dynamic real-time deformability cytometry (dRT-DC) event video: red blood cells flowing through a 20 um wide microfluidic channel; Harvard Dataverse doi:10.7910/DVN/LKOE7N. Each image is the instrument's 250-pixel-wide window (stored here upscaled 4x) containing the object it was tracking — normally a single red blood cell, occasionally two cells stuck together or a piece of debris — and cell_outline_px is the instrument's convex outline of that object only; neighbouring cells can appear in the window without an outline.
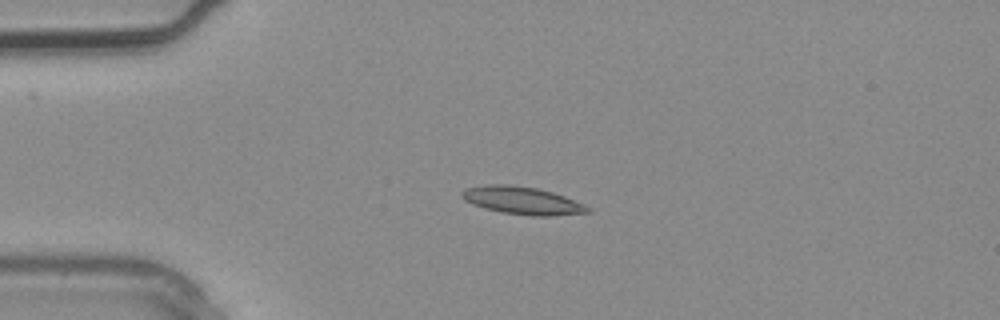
{"species": "common noctule bat (a hibernating species)", "species_latin": "Nyctalus noctula", "temperature_condition": "warm", "stored_images_in_passage": 3, "camera_frame_rate_fps": 3000, "um_per_image_px": 0.085, "animal": {"sex": "male", "body_mass_g": 20.4}, "frame": {"image": 1, "passage_image": 3, "time_ms": 0.667, "image_size_px": [1000, 320], "cell_outline_px": [[592, 208], [588, 212], [552, 216], [532, 216], [500, 212], [484, 208], [472, 204], [464, 200], [460, 196], [460, 192], [468, 188], [488, 184], [504, 184], [536, 188], [552, 192], [564, 196], [584, 204]], "centroid_in_image_um": [44.37, 17.05], "position_along_channel_um": 40.6, "area_um2": 20.23}}